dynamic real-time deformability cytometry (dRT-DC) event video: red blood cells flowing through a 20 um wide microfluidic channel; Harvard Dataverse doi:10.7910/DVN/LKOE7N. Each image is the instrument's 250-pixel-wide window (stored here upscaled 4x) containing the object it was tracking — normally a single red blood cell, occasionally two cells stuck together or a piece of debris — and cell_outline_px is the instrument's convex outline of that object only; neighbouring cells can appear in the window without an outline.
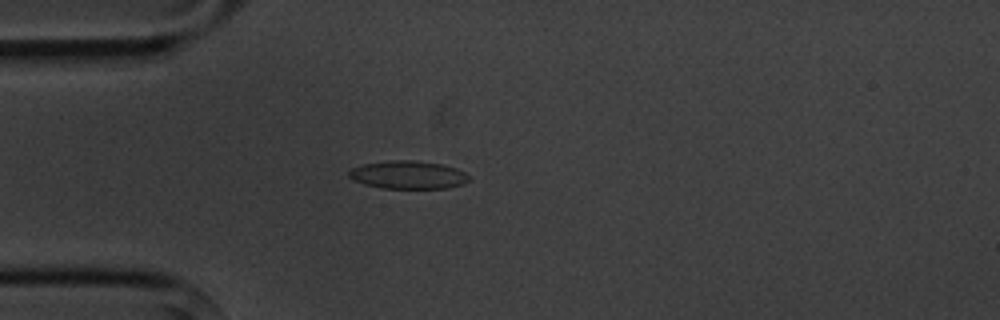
{"species": "common noctule bat (a hibernating species)", "species_latin": "Nyctalus noctula", "temperature_condition": "cold", "stored_images_in_passage": 4, "camera_frame_rate_fps": 3000, "um_per_image_px": 0.085, "animal": {"sex": "male", "body_mass_g": 20.1, "forearm_length_mm": 53.5}, "frame": {"image": 1, "passage_image": 3, "time_ms": 3.333, "image_size_px": [1000, 320], "cell_outline_px": [[468, 180], [464, 184], [448, 188], [380, 188], [364, 184], [348, 176], [348, 172], [352, 168], [364, 164], [392, 160], [412, 160], [440, 164], [456, 168], [464, 172], [468, 176]], "centroid_in_image_um": [34.69, 14.87], "position_along_channel_um": 50.3, "area_um2": 19.42}}